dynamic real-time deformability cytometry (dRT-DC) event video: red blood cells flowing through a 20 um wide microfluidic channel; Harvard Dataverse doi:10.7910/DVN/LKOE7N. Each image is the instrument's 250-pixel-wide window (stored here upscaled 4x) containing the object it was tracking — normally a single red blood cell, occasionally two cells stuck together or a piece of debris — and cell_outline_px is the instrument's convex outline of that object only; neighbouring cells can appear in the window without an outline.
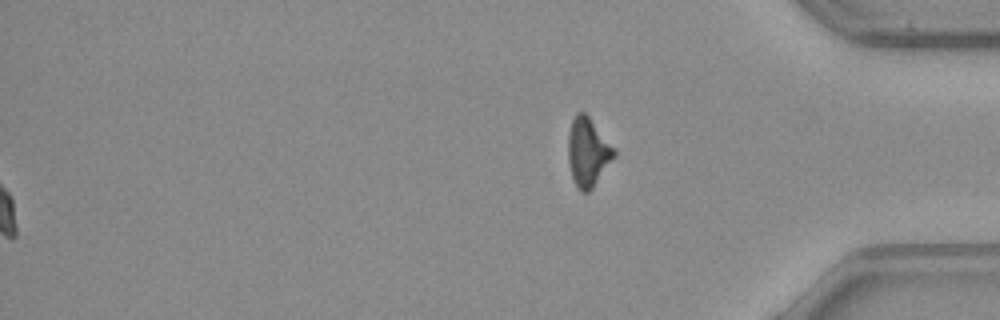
{"species": "common noctule bat (a hibernating species)", "species_latin": "Nyctalus noctula", "temperature_condition": "warm", "stored_images_in_passage": 49, "camera_frame_rate_fps": 3000, "um_per_image_px": 0.085, "animal": {"sex": "male", "body_mass_g": 23.1, "forearm_length_mm": 52.7}, "frame": {"image": 1, "passage_image": 49, "time_ms": 16.0, "image_size_px": [1000, 320], "cell_outline_px": [[616, 156], [592, 188], [588, 192], [580, 192], [576, 188], [572, 176], [568, 160], [568, 136], [572, 120], [576, 112], [584, 112], [588, 116], [616, 148]], "centroid_in_image_um": [49.98, 12.94], "position_along_channel_um": 385.2, "area_um2": 18.5}}